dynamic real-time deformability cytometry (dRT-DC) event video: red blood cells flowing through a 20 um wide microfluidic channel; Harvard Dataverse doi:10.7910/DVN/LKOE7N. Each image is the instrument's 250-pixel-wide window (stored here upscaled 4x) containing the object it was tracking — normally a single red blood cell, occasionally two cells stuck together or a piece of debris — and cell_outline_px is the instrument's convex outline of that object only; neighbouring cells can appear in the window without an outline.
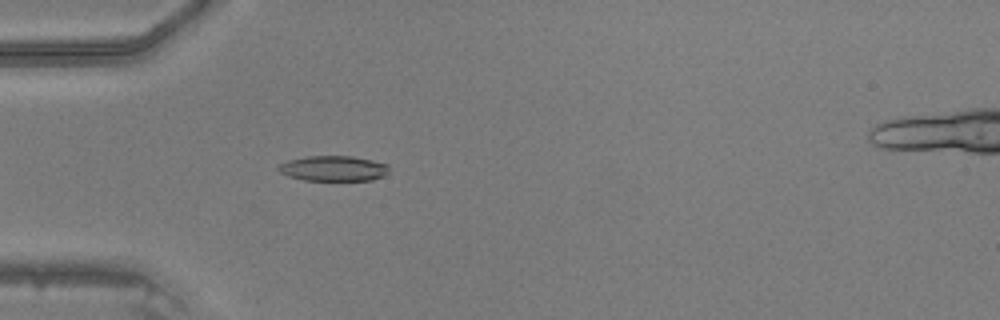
{"species": "common noctule bat (a hibernating species)", "species_latin": "Nyctalus noctula", "temperature_condition": "warm", "stored_images_in_passage": 47, "camera_frame_rate_fps": 3000, "um_per_image_px": 0.085, "animal": {"sex": "male", "body_mass_g": 20.5, "forearm_length_mm": 52.5}, "frame": {"image": 1, "passage_image": 15, "time_ms": 4.667, "image_size_px": [1000, 320], "cell_outline_px": [[388, 172], [384, 176], [372, 180], [304, 180], [288, 176], [280, 172], [276, 168], [280, 164], [288, 160], [308, 156], [352, 156], [372, 160], [388, 164]], "centroid_in_image_um": [28.34, 14.31], "position_along_channel_um": 56.7, "area_um2": 16.3}}
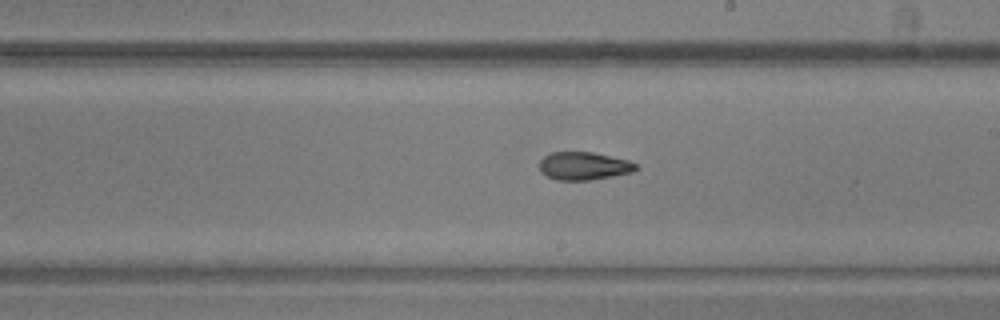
{"frame": {"image": 2, "passage_image": 28, "time_ms": 9.0, "image_size_px": [1000, 320], "cell_outline_px": [[640, 168], [632, 172], [592, 180], [556, 180], [540, 172], [540, 160], [544, 156], [552, 152], [592, 152], [628, 160], [636, 164]], "centroid_in_image_um": [49.63, 14.11], "position_along_channel_um": 239.4, "area_um2": 15.72}}
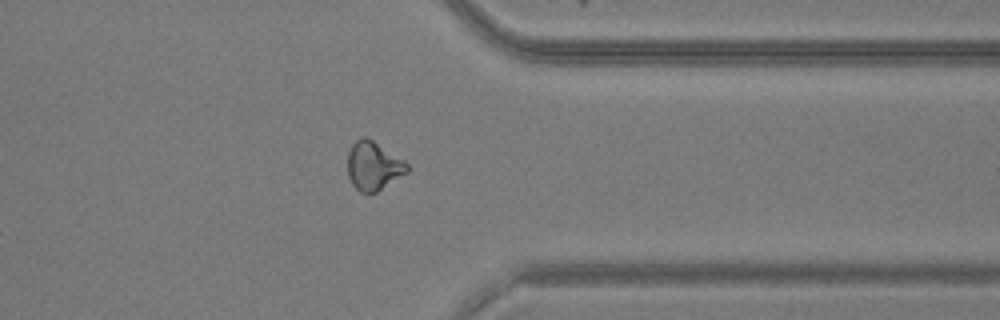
{"frame": {"image": 3, "passage_image": 38, "time_ms": 12.333, "image_size_px": [1000, 320], "cell_outline_px": [[408, 172], [376, 192], [360, 192], [352, 184], [348, 176], [348, 152], [352, 144], [356, 140], [364, 136], [372, 140], [404, 160], [408, 164]], "centroid_in_image_um": [31.73, 14.1], "position_along_channel_um": 379.7, "area_um2": 16.65}}